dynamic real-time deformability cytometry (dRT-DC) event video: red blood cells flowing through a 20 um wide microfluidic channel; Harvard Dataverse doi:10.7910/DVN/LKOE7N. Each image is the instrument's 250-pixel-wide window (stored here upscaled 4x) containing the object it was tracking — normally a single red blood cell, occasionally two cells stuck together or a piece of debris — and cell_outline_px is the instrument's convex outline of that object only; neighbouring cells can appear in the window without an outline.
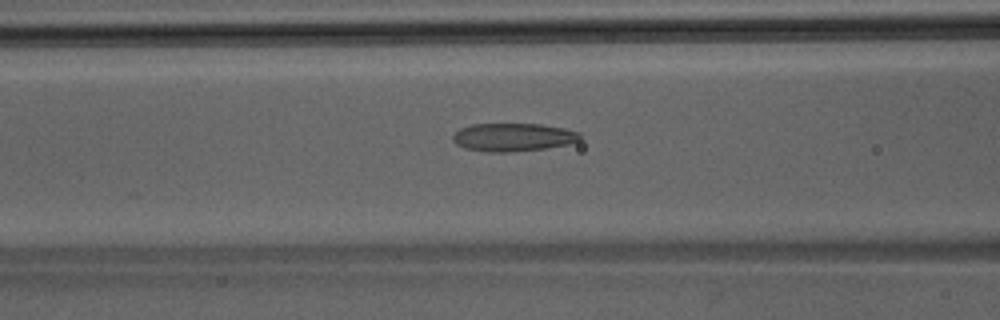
{"species": "Egyptian fruit bat (a non-hibernating species)", "species_latin": "Rousettus aegyptiacus", "temperature_condition": "room temperature", "stored_images_in_passage": 45, "camera_frame_rate_fps": 3000, "um_per_image_px": 0.085, "animal": {"sex": "male"}, "frame": {"image": 1, "passage_image": 19, "time_ms": 6.0, "image_size_px": [1000, 320], "cell_outline_px": [[580, 140], [568, 144], [544, 148], [508, 152], [488, 152], [464, 148], [456, 144], [452, 140], [452, 136], [460, 128], [472, 124], [540, 124], [564, 128], [580, 132]], "centroid_in_image_um": [43.59, 11.66], "position_along_channel_um": 123.0, "area_um2": 20.81}}
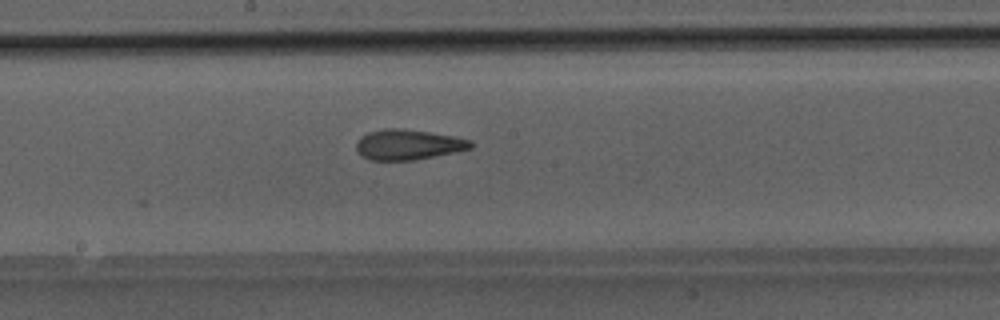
{"frame": {"image": 2, "passage_image": 25, "time_ms": 8.0, "image_size_px": [1000, 320], "cell_outline_px": [[472, 148], [456, 152], [412, 160], [368, 160], [360, 156], [356, 152], [356, 140], [360, 136], [368, 132], [384, 128], [404, 128], [452, 136], [472, 140]], "centroid_in_image_um": [34.63, 12.29], "position_along_channel_um": 213.6, "area_um2": 20.4}}
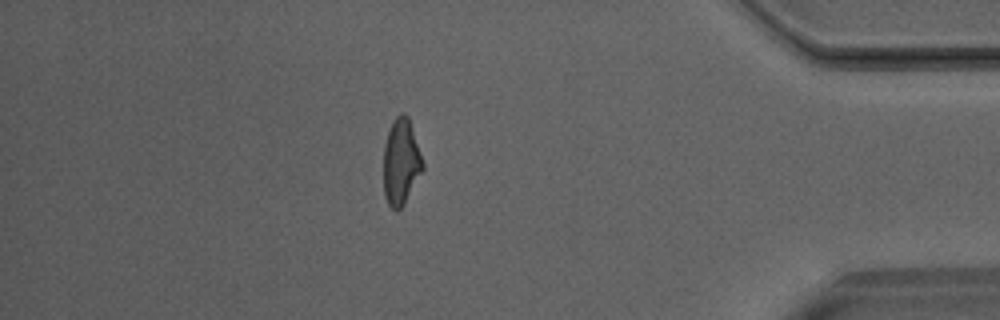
{"frame": {"image": 3, "passage_image": 40, "time_ms": 13.0, "image_size_px": [1000, 320], "cell_outline_px": [[424, 168], [404, 204], [396, 212], [388, 204], [384, 196], [384, 144], [392, 120], [400, 112], [404, 112], [408, 116], [424, 164]], "centroid_in_image_um": [34.08, 13.75], "position_along_channel_um": 401.1, "area_um2": 19.65}}